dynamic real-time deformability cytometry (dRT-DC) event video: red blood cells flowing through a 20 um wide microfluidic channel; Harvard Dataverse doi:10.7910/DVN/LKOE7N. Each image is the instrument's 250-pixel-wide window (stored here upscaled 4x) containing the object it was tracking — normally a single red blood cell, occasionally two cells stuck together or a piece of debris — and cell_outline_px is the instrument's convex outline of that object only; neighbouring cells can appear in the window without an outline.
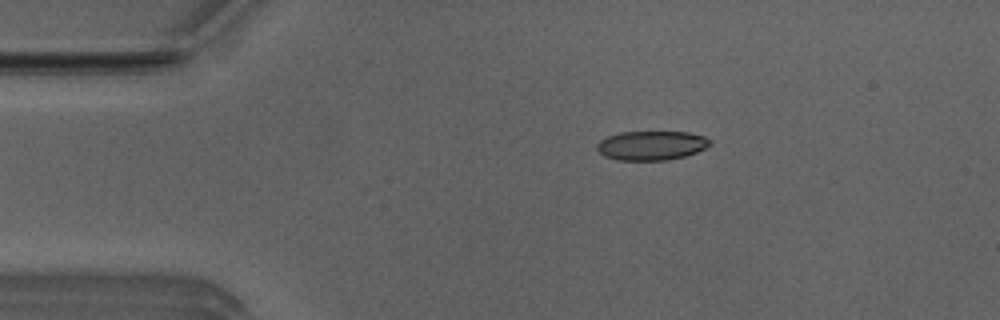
{"species": "Egyptian fruit bat (a non-hibernating species)", "species_latin": "Rousettus aegyptiacus", "temperature_condition": "room temperature", "stored_images_in_passage": 2, "camera_frame_rate_fps": 3000, "um_per_image_px": 0.085, "animal": {"sex": "male"}, "frame": {"image": 1, "passage_image": 1, "time_ms": 0.0, "image_size_px": [1000, 320], "cell_outline_px": [[712, 144], [696, 152], [684, 156], [668, 160], [616, 160], [604, 156], [596, 148], [596, 144], [600, 140], [608, 136], [620, 132], [688, 132], [704, 136], [712, 140]], "centroid_in_image_um": [55.37, 12.36], "position_along_channel_um": 29.6, "area_um2": 19.31}}